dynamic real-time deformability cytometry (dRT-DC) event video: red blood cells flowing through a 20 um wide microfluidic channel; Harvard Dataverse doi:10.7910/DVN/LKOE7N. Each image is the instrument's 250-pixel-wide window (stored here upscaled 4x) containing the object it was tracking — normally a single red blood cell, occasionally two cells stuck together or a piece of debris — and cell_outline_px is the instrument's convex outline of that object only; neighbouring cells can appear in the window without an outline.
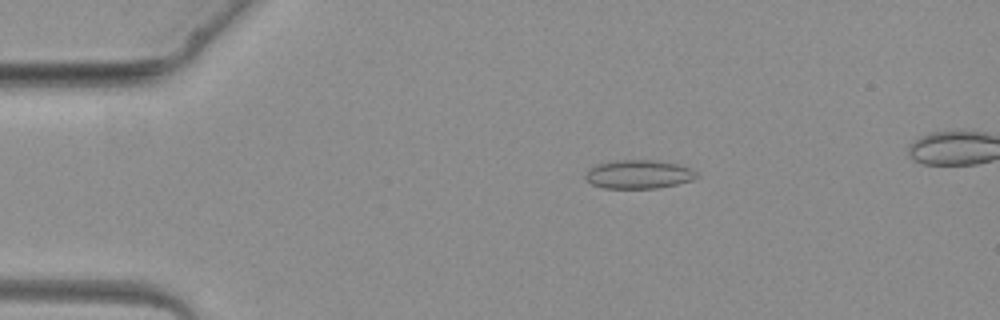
{"species": "common noctule bat (a hibernating species)", "species_latin": "Nyctalus noctula", "temperature_condition": "warm", "stored_images_in_passage": 5, "camera_frame_rate_fps": 3000, "um_per_image_px": 0.085, "animal": {"sex": "female", "body_mass_g": 19.3, "forearm_length_mm": 54.1}, "frame": {"image": 1, "passage_image": 3, "time_ms": 2.333, "image_size_px": [1000, 320], "cell_outline_px": [[700, 176], [692, 180], [676, 184], [656, 188], [604, 188], [592, 184], [584, 180], [584, 176], [588, 168], [596, 164], [616, 160], [652, 160], [680, 164], [696, 172]], "centroid_in_image_um": [54.24, 14.81], "position_along_channel_um": 30.8, "area_um2": 18.67}}